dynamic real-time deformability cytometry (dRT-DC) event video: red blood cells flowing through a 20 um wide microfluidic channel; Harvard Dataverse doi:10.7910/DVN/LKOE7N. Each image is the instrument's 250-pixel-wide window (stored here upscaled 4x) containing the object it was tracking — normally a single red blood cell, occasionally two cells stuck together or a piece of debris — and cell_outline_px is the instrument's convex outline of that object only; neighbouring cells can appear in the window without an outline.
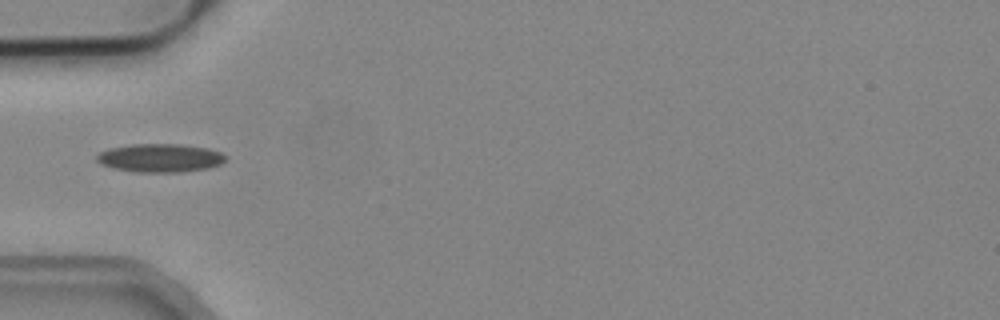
{"species": "common noctule bat (a hibernating species)", "species_latin": "Nyctalus noctula", "temperature_condition": "cold", "stored_images_in_passage": 5, "camera_frame_rate_fps": 3000, "um_per_image_px": 0.085, "animal": {"sex": "male", "body_mass_g": 19.2, "forearm_length_mm": 51.8}, "frame": {"image": 1, "passage_image": 5, "time_ms": 1.333, "image_size_px": [1000, 320], "cell_outline_px": [[228, 156], [220, 164], [208, 168], [176, 172], [140, 172], [112, 168], [100, 164], [96, 160], [96, 156], [100, 152], [108, 148], [132, 144], [180, 144], [208, 148], [220, 152]], "centroid_in_image_um": [13.59, 13.42], "position_along_channel_um": 71.4, "area_um2": 21.33}}